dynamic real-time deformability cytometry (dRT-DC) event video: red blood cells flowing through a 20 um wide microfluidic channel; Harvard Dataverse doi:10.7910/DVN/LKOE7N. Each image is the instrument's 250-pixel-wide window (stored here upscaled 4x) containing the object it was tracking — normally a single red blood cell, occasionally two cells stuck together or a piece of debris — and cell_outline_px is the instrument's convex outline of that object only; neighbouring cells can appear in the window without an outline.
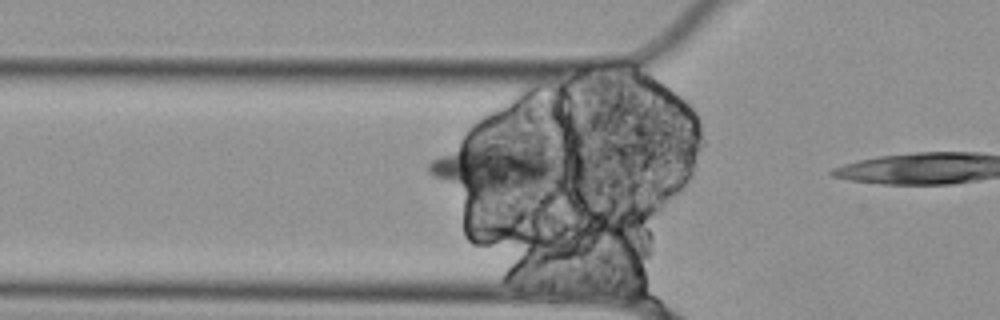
{"species": "Egyptian fruit bat (a non-hibernating species)", "species_latin": "Rousettus aegyptiacus", "temperature_condition": "cold", "stored_images_in_passage": 4, "camera_frame_rate_fps": 3000, "um_per_image_px": 0.085, "animal": {"sex": "female"}, "frame": {"image": 1, "passage_image": 3, "time_ms": 0.667, "image_size_px": [1000, 320], "cell_outline_px": [[564, 172], [536, 192], [468, 192], [432, 176], [428, 172], [428, 164], [432, 160], [464, 136], [564, 156]], "centroid_in_image_um": [42.1, 14.2], "position_along_channel_um": 83.7, "area_um2": 39.65}}